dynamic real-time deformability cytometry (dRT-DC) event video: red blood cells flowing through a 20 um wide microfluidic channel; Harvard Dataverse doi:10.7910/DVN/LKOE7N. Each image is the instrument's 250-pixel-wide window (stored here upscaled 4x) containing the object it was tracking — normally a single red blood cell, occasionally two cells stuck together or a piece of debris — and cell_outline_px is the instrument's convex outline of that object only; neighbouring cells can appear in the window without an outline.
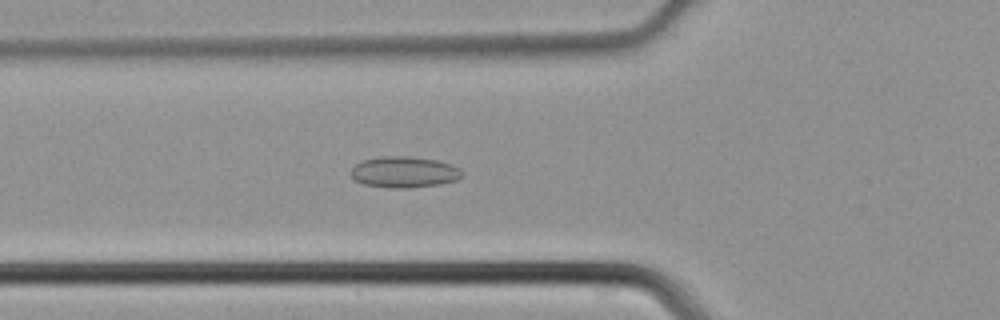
{"species": "common noctule bat (a hibernating species)", "species_latin": "Nyctalus noctula", "temperature_condition": "cold", "stored_images_in_passage": 43, "camera_frame_rate_fps": 3000, "um_per_image_px": 0.085, "animal": {"sex": "male", "body_mass_g": 21.5, "forearm_length_mm": 52.0}, "frame": {"image": 1, "passage_image": 14, "time_ms": 4.333, "image_size_px": [1000, 320], "cell_outline_px": [[464, 176], [456, 180], [440, 184], [408, 188], [388, 188], [364, 184], [356, 180], [352, 176], [352, 168], [356, 164], [364, 160], [380, 156], [408, 156], [436, 160], [460, 168], [464, 172]], "centroid_in_image_um": [34.38, 14.63], "position_along_channel_um": 91.4, "area_um2": 20.11}}
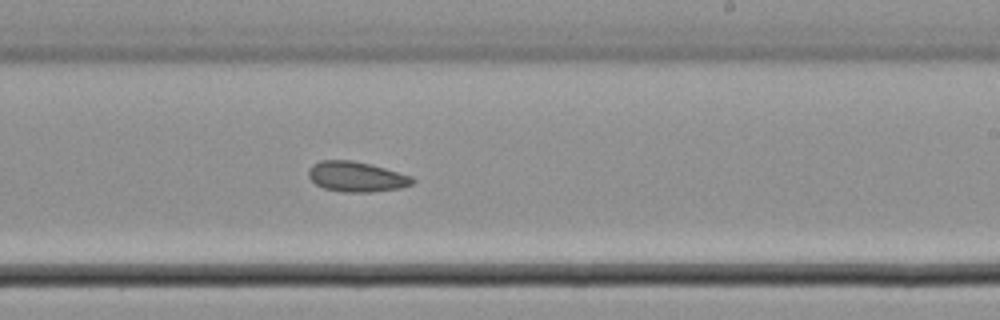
{"frame": {"image": 2, "passage_image": 25, "time_ms": 8.0, "image_size_px": [1000, 320], "cell_outline_px": [[416, 180], [412, 184], [400, 188], [372, 192], [344, 192], [324, 188], [316, 184], [308, 176], [308, 168], [312, 164], [320, 160], [352, 160], [384, 168], [412, 176]], "centroid_in_image_um": [30.28, 15.02], "position_along_channel_um": 258.7, "area_um2": 18.26}}
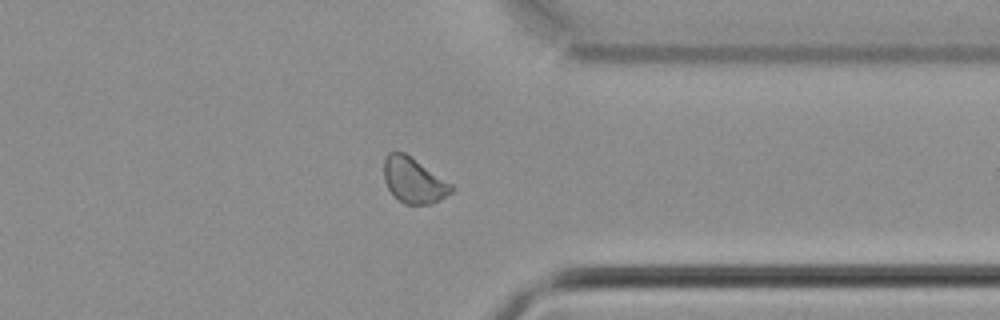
{"frame": {"image": 3, "passage_image": 33, "time_ms": 10.667, "image_size_px": [1000, 320], "cell_outline_px": [[456, 188], [452, 192], [428, 204], [404, 204], [388, 188], [384, 180], [384, 160], [388, 152], [404, 152], [452, 184]], "centroid_in_image_um": [35.15, 15.31], "position_along_channel_um": 376.2, "area_um2": 17.46}}